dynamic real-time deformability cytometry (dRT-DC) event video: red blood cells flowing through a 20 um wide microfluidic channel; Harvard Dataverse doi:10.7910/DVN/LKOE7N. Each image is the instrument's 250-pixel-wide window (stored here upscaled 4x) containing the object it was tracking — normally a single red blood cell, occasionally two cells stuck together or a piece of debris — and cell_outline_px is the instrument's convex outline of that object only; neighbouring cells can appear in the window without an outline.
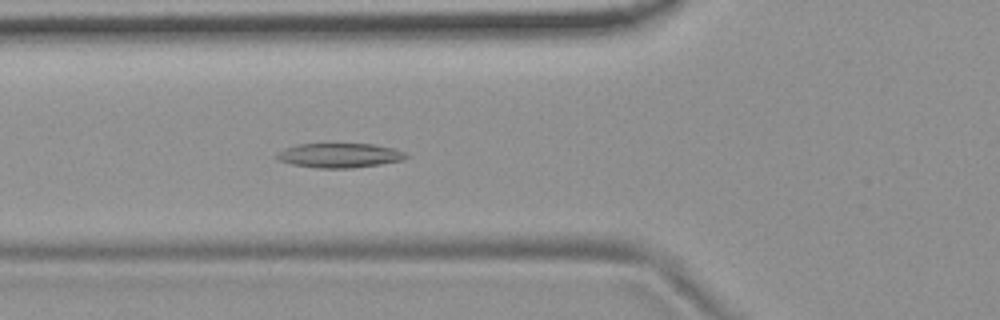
{"species": "common noctule bat (a hibernating species)", "species_latin": "Nyctalus noctula", "temperature_condition": "room temperature", "stored_images_in_passage": 42, "camera_frame_rate_fps": 3000, "um_per_image_px": 0.085, "animal": {"sex": "female", "body_mass_g": 19.9}, "frame": {"image": 1, "passage_image": 7, "time_ms": 2.0, "image_size_px": [1000, 320], "cell_outline_px": [[408, 156], [404, 160], [380, 164], [352, 168], [316, 168], [292, 164], [280, 160], [276, 156], [276, 152], [284, 148], [296, 144], [372, 144], [392, 148], [404, 152]], "centroid_in_image_um": [28.84, 13.21], "position_along_channel_um": 97.0, "area_um2": 18.38}}
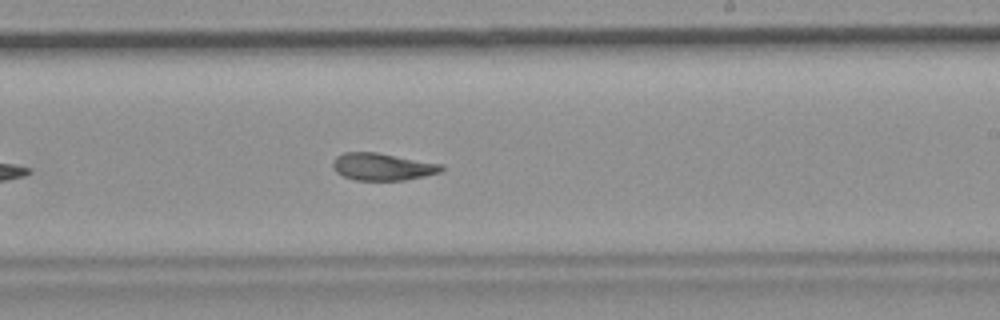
{"frame": {"image": 2, "passage_image": 20, "time_ms": 6.333, "image_size_px": [1000, 320], "cell_outline_px": [[444, 168], [440, 172], [424, 176], [404, 180], [356, 180], [344, 176], [336, 172], [332, 164], [336, 156], [344, 152], [376, 152], [444, 164]], "centroid_in_image_um": [32.52, 14.16], "position_along_channel_um": 256.5, "area_um2": 17.22}}
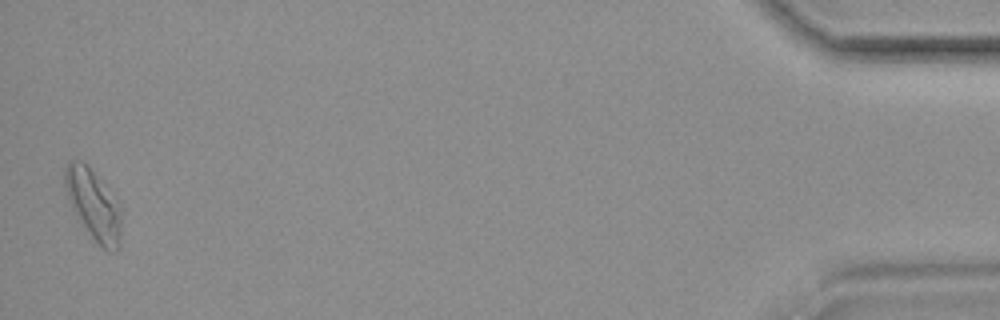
{"frame": {"image": 3, "passage_image": 41, "time_ms": 13.333, "image_size_px": [1000, 320], "cell_outline_px": [[120, 248], [116, 252], [108, 252], [92, 236], [76, 212], [68, 196], [64, 184], [64, 168], [68, 160], [80, 160], [100, 180], [120, 220]], "centroid_in_image_um": [7.87, 17.41], "position_along_channel_um": 427.3, "area_um2": 21.1}, "authors_computed_cell_mechanics": {"area_um2": 17.9469, "velocity_mm_per_s": 3.6861, "shape_relaxation_time_tau1_ms": null, "shape_relaxation_time_tau2_ms": 3.2853, "deformation_change_tau1": null, "deformation_change_tau2": 0.1014}}